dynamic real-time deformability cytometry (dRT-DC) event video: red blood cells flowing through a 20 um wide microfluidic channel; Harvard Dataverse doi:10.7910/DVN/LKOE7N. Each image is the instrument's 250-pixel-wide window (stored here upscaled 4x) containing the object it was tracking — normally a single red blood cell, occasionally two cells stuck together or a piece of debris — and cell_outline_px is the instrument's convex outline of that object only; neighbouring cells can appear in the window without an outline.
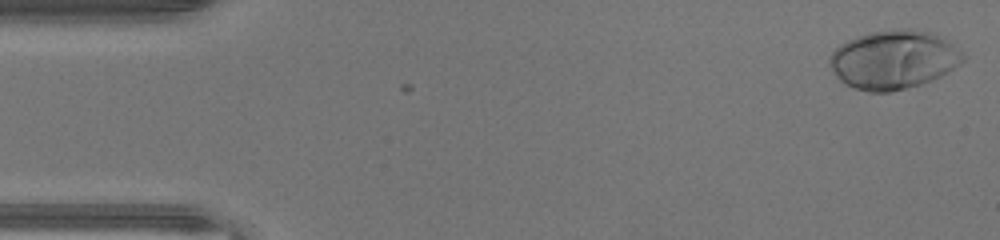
{"species": "human", "species_latin": "Homo sapiens", "temperature_condition": "warm", "stored_images_in_passage": 46, "camera_frame_rate_fps": 3000, "um_per_image_px": 0.085, "donor": {"sex": "male"}, "frame": {"image": 1, "passage_image": 1, "time_ms": 0.0, "image_size_px": [1000, 240], "cell_outline_px": [[964, 60], [960, 64], [948, 72], [932, 80], [908, 88], [888, 92], [868, 92], [844, 84], [836, 76], [828, 64], [828, 56], [840, 44], [848, 40], [872, 32], [900, 28], [908, 28], [932, 32], [952, 44], [964, 56]], "centroid_in_image_um": [75.93, 5.08], "position_along_channel_um": 9.1, "area_um2": 45.55}}
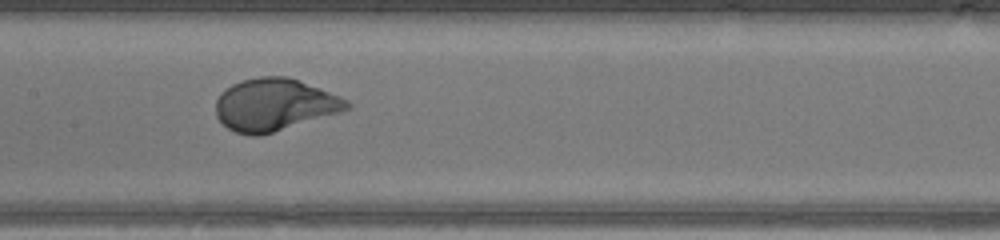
{"frame": {"image": 2, "passage_image": 22, "time_ms": 7.0, "image_size_px": [1000, 240], "cell_outline_px": [[352, 108], [340, 112], [260, 136], [252, 136], [236, 132], [228, 128], [216, 116], [216, 100], [220, 92], [224, 88], [240, 80], [260, 76], [288, 76], [320, 88], [340, 96], [348, 100], [352, 104]], "centroid_in_image_um": [23.32, 8.89], "position_along_channel_um": 184.1, "area_um2": 40.06}}
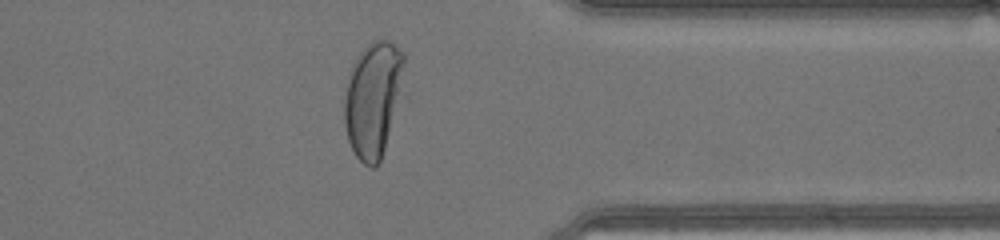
{"frame": {"image": 3, "passage_image": 36, "time_ms": 11.667, "image_size_px": [1000, 240], "cell_outline_px": [[404, 64], [400, 96], [384, 148], [380, 160], [376, 168], [372, 168], [364, 164], [356, 156], [348, 140], [344, 124], [344, 100], [348, 80], [352, 64], [356, 56], [372, 40], [388, 40], [404, 52]], "centroid_in_image_um": [31.69, 8.41], "position_along_channel_um": 379.7, "area_um2": 39.77}, "authors_computed_cell_mechanics": {"area_um2": 40.46, "velocity_mm_per_s": 4.4185, "shape_relaxation_time_tau1_ms": 2.7356, "shape_relaxation_time_tau2_ms": null, "deformation_change_tau1": 0.2032, "deformation_change_tau2": null}}